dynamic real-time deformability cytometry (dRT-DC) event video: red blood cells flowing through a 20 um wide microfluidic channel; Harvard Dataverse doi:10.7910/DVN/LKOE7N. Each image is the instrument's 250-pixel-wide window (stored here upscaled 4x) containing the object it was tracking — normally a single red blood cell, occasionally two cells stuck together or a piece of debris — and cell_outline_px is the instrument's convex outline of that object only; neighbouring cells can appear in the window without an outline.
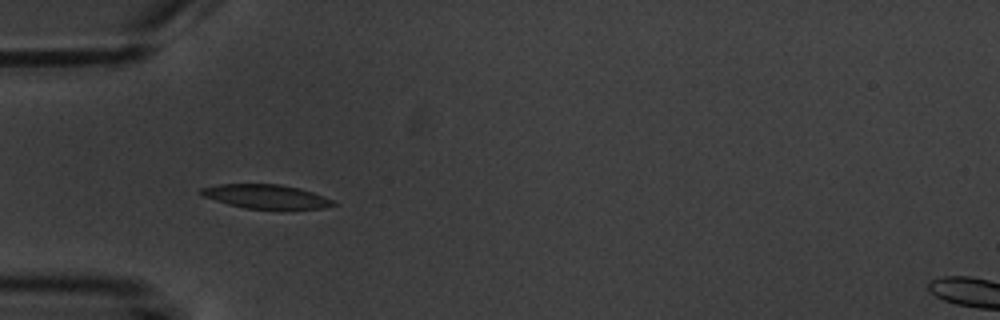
{"species": "common noctule bat (a hibernating species)", "species_latin": "Nyctalus noctula", "temperature_condition": "warm", "stored_images_in_passage": 6, "camera_frame_rate_fps": 3000, "um_per_image_px": 0.085, "animal": {"sex": "male", "body_mass_g": 20.1, "forearm_length_mm": 53.5}, "frame": {"image": 1, "passage_image": 5, "time_ms": 4.667, "image_size_px": [1000, 320], "cell_outline_px": [[336, 204], [320, 208], [280, 212], [244, 208], [228, 204], [204, 196], [200, 192], [200, 188], [220, 184], [280, 184], [300, 188], [324, 196], [332, 200]], "centroid_in_image_um": [22.66, 16.75], "position_along_channel_um": 62.3, "area_um2": 19.13}}